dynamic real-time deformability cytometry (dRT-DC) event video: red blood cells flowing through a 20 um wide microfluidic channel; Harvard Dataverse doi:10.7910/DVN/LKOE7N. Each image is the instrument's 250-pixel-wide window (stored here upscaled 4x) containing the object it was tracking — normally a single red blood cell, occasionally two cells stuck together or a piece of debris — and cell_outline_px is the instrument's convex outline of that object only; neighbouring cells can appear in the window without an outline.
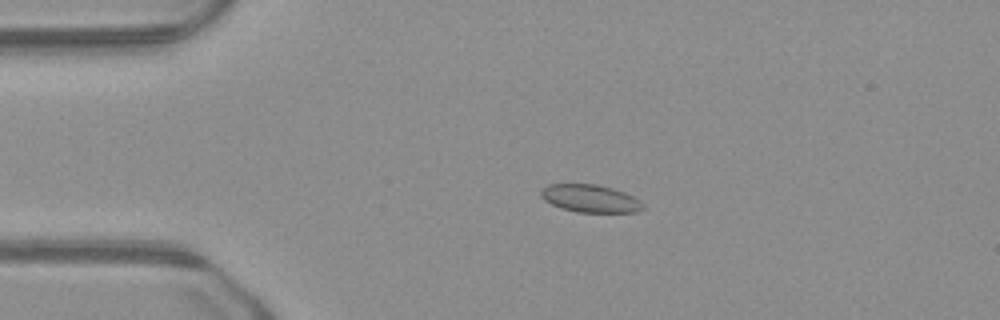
{"species": "common noctule bat (a hibernating species)", "species_latin": "Nyctalus noctula", "temperature_condition": "warm", "stored_images_in_passage": 50, "camera_frame_rate_fps": 3000, "um_per_image_px": 0.085, "animal": {"sex": "male", "body_mass_g": 23.1, "forearm_length_mm": 52.7}, "frame": {"image": 1, "passage_image": 11, "time_ms": 3.333, "image_size_px": [1000, 320], "cell_outline_px": [[644, 208], [636, 212], [576, 212], [560, 208], [544, 200], [540, 196], [540, 192], [548, 184], [596, 184], [612, 188], [624, 192], [640, 200], [644, 204]], "centroid_in_image_um": [50.17, 16.87], "position_along_channel_um": 34.8, "area_um2": 16.47}}
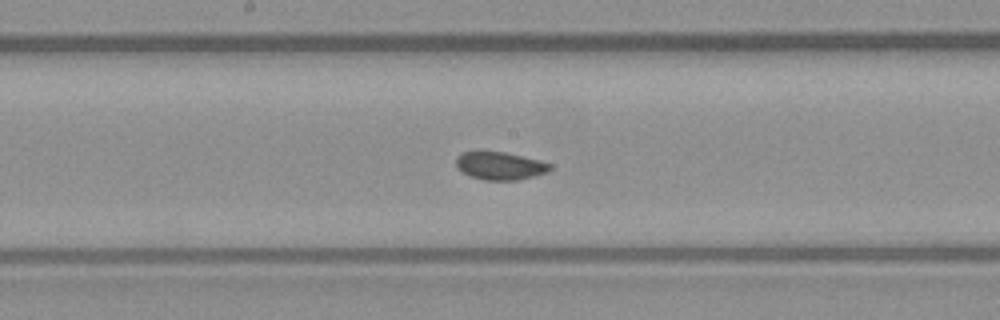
{"frame": {"image": 2, "passage_image": 26, "time_ms": 8.333, "image_size_px": [1000, 320], "cell_outline_px": [[552, 168], [548, 172], [516, 180], [484, 180], [472, 176], [456, 168], [456, 156], [460, 152], [504, 152], [540, 160], [552, 164]], "centroid_in_image_um": [42.5, 14.09], "position_along_channel_um": 205.7, "area_um2": 15.14}}
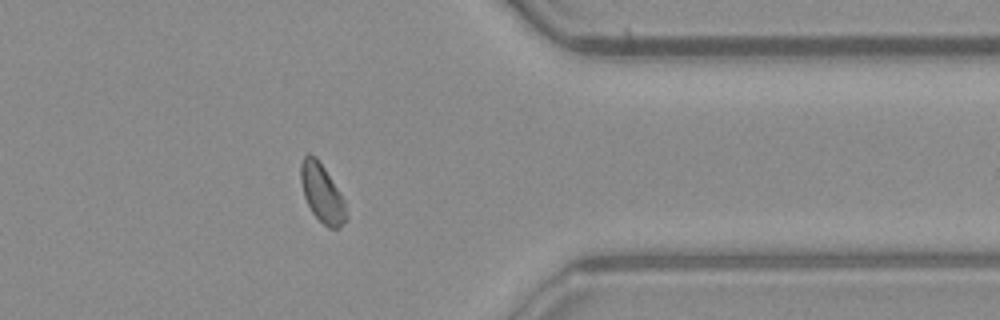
{"frame": {"image": 3, "passage_image": 40, "time_ms": 13.0, "image_size_px": [1000, 320], "cell_outline_px": [[348, 220], [340, 228], [328, 228], [312, 212], [304, 196], [300, 180], [300, 164], [304, 156], [308, 152], [316, 156], [340, 192], [344, 200], [348, 216]], "centroid_in_image_um": [27.38, 16.42], "position_along_channel_um": 384.0, "area_um2": 15.55}}